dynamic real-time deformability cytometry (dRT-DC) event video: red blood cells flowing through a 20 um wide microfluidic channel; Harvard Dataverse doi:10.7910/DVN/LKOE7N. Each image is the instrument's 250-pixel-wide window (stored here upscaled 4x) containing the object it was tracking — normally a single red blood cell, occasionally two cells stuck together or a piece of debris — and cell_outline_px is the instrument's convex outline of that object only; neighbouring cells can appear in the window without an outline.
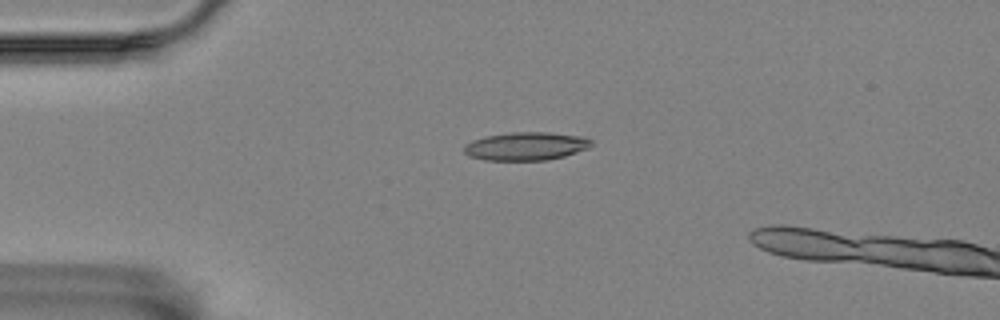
{"species": "Egyptian fruit bat (a non-hibernating species)", "species_latin": "Rousettus aegyptiacus", "temperature_condition": "room temperature", "stored_images_in_passage": 6, "camera_frame_rate_fps": 3000, "um_per_image_px": 0.085, "animal": {"sex": "female"}, "frame": {"image": 1, "passage_image": 5, "time_ms": 4.333, "image_size_px": [1000, 320], "cell_outline_px": [[592, 144], [588, 148], [564, 156], [548, 160], [484, 160], [468, 156], [464, 152], [464, 144], [472, 140], [488, 136], [512, 132], [548, 132], [580, 136], [592, 140]], "centroid_in_image_um": [44.68, 12.43], "position_along_channel_um": 40.3, "area_um2": 20.87}}